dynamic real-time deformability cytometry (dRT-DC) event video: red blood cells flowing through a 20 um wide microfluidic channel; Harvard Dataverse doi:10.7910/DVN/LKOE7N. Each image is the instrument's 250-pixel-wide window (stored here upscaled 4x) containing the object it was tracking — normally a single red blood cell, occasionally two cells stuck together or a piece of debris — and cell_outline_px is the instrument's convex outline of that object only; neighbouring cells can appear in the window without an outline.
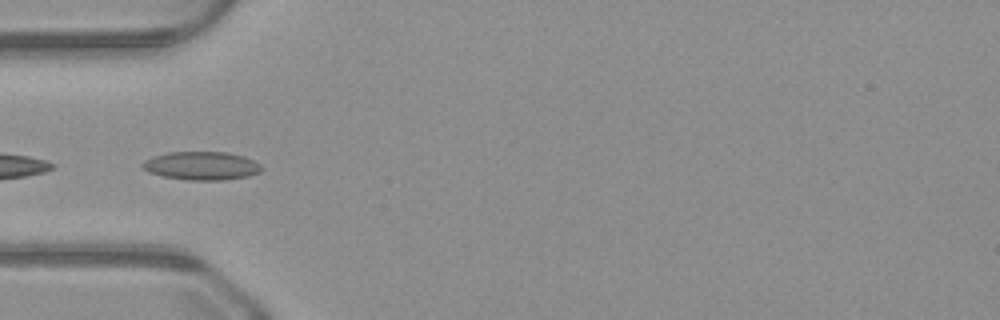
{"species": "common noctule bat (a hibernating species)", "species_latin": "Nyctalus noctula", "temperature_condition": "warm", "stored_images_in_passage": 34, "camera_frame_rate_fps": 3000, "um_per_image_px": 0.085, "animal": {"sex": "male", "body_mass_g": 23.1, "forearm_length_mm": 52.7}, "frame": {"image": 1, "passage_image": 15, "time_ms": 4.667, "image_size_px": [1000, 320], "cell_outline_px": [[264, 168], [260, 172], [248, 176], [220, 180], [188, 180], [164, 176], [148, 172], [140, 168], [140, 164], [144, 160], [152, 156], [168, 152], [228, 152], [244, 156], [260, 164]], "centroid_in_image_um": [17.1, 14.08], "position_along_channel_um": 67.9, "area_um2": 19.83}}
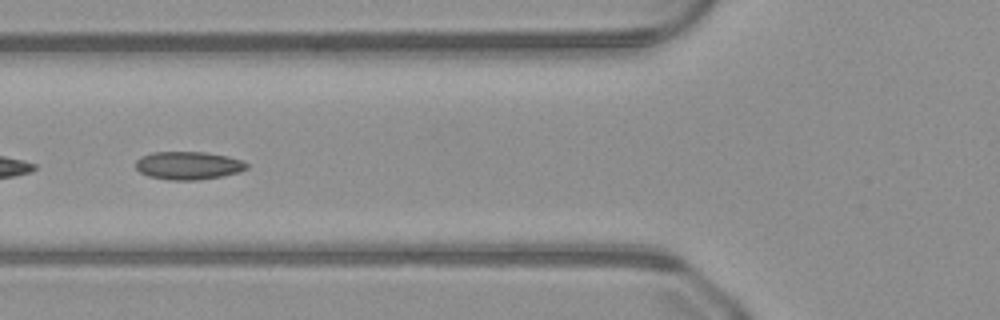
{"frame": {"image": 2, "passage_image": 18, "time_ms": 5.667, "image_size_px": [1000, 320], "cell_outline_px": [[248, 168], [240, 172], [200, 180], [168, 180], [148, 176], [140, 172], [136, 168], [136, 160], [140, 156], [152, 152], [208, 152], [228, 156], [244, 160], [248, 164]], "centroid_in_image_um": [16.02, 14.06], "position_along_channel_um": 109.8, "area_um2": 18.38}}
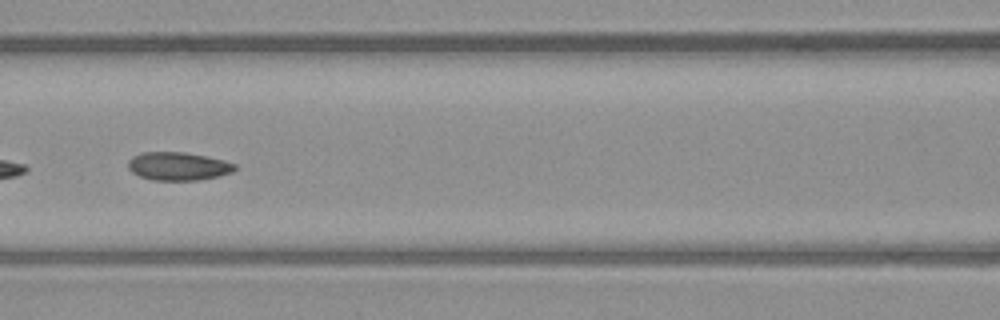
{"frame": {"image": 3, "passage_image": 21, "time_ms": 6.667, "image_size_px": [1000, 320], "cell_outline_px": [[236, 168], [232, 172], [220, 176], [196, 180], [152, 180], [140, 176], [132, 172], [128, 168], [128, 160], [132, 156], [140, 152], [184, 152], [208, 156], [224, 160], [236, 164]], "centroid_in_image_um": [15.14, 14.12], "position_along_channel_um": 151.5, "area_um2": 17.69}}